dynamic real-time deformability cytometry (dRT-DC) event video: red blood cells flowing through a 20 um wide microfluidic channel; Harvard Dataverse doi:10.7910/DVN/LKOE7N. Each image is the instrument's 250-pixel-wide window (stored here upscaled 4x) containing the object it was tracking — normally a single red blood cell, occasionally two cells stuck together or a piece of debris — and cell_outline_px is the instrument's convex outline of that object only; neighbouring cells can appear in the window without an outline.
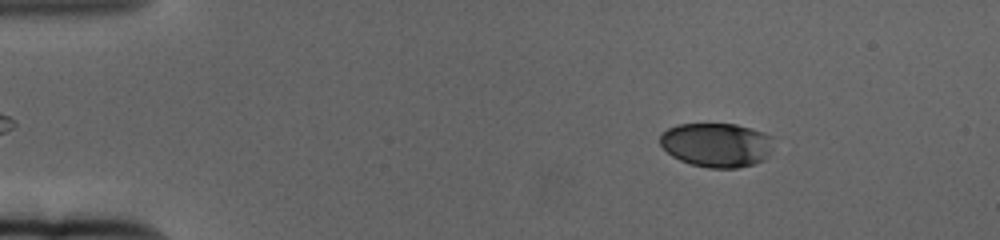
{"species": "human", "species_latin": "Homo sapiens", "temperature_condition": "cold", "stored_images_in_passage": 62, "camera_frame_rate_fps": 3000, "um_per_image_px": 0.085, "donor": {"sex": "female"}, "frame": {"image": 1, "passage_image": 9, "time_ms": 2.667, "image_size_px": [1000, 240], "cell_outline_px": [[772, 136], [768, 156], [764, 160], [756, 164], [736, 168], [708, 168], [692, 164], [680, 160], [672, 156], [660, 144], [660, 136], [668, 128], [676, 124], [736, 124], [752, 128], [764, 132]], "centroid_in_image_um": [60.91, 12.31], "position_along_channel_um": 24.1, "area_um2": 29.25}}
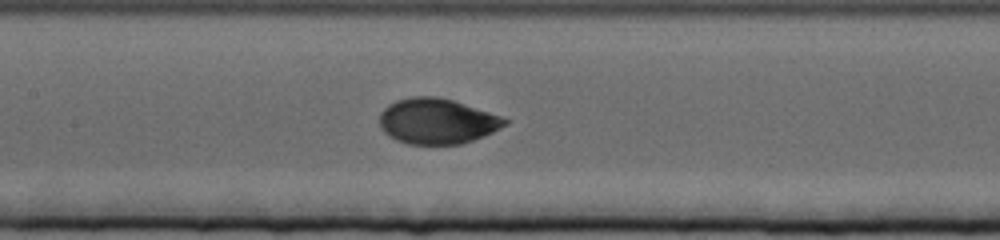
{"frame": {"image": 2, "passage_image": 30, "time_ms": 9.667, "image_size_px": [1000, 240], "cell_outline_px": [[508, 124], [484, 136], [460, 144], [408, 144], [396, 140], [388, 136], [380, 128], [380, 112], [388, 104], [396, 100], [412, 96], [436, 96], [452, 100], [500, 116], [508, 120]], "centroid_in_image_um": [37.11, 10.3], "position_along_channel_um": 170.3, "area_um2": 33.12}}
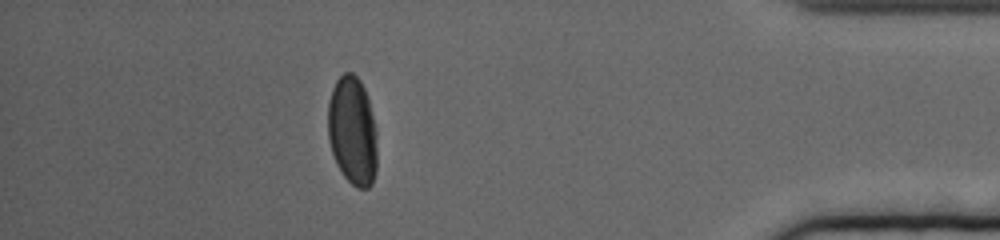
{"frame": {"image": 3, "passage_image": 55, "time_ms": 18.0, "image_size_px": [1000, 240], "cell_outline_px": [[376, 172], [372, 184], [368, 188], [356, 188], [344, 176], [336, 164], [328, 140], [328, 100], [332, 88], [336, 80], [344, 72], [352, 72], [360, 80], [368, 96], [376, 132]], "centroid_in_image_um": [29.95, 11.12], "position_along_channel_um": 405.3, "area_um2": 31.44}, "authors_computed_cell_mechanics": {"area_um2": 31.4721, "velocity_mm_per_s": 3.3075, "shape_relaxation_time_tau1_ms": 3.4304, "shape_relaxation_time_tau2_ms": null, "deformation_change_tau1": 0.1512, "deformation_change_tau2": null}}